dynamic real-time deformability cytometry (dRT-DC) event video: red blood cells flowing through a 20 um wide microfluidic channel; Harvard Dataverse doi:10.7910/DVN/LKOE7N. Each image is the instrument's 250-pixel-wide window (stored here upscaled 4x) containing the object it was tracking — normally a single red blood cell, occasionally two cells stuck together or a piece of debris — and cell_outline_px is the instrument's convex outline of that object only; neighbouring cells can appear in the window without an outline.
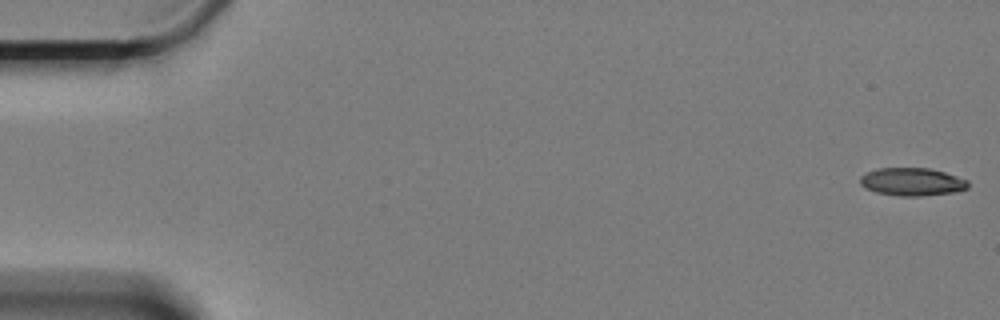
{"species": "Egyptian fruit bat (a non-hibernating species)", "species_latin": "Rousettus aegyptiacus", "temperature_condition": "cold", "stored_images_in_passage": 55, "camera_frame_rate_fps": 3000, "um_per_image_px": 0.085, "animal": {"sex": "female"}, "frame": {"image": 1, "passage_image": 1, "time_ms": 0.0, "image_size_px": [1000, 320], "cell_outline_px": [[968, 188], [952, 192], [920, 196], [900, 196], [876, 192], [864, 188], [860, 184], [860, 176], [876, 168], [928, 168], [944, 172], [968, 180]], "centroid_in_image_um": [77.49, 15.45], "position_along_channel_um": 7.5, "area_um2": 17.46}}
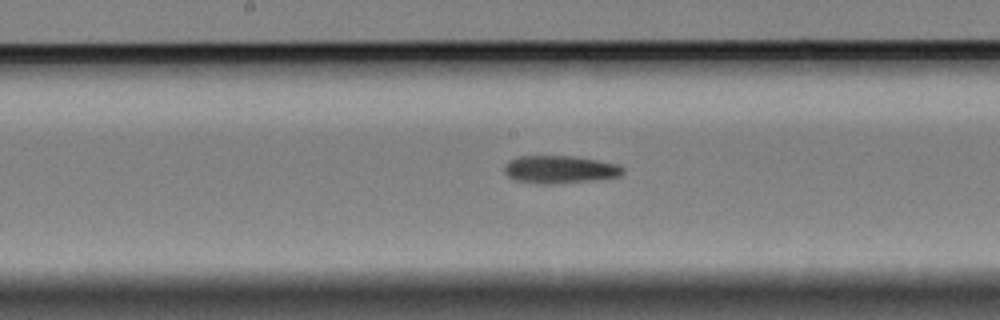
{"frame": {"image": 2, "passage_image": 31, "time_ms": 10.0, "image_size_px": [1000, 320], "cell_outline_px": [[624, 172], [620, 176], [592, 180], [552, 184], [540, 184], [516, 180], [508, 176], [504, 172], [504, 164], [508, 160], [516, 156], [572, 156], [620, 164], [624, 168]], "centroid_in_image_um": [47.56, 14.4], "position_along_channel_um": 200.6, "area_um2": 19.25}}
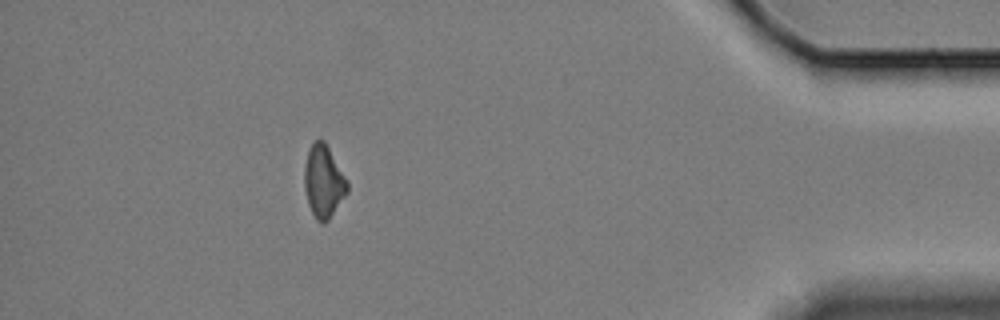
{"frame": {"image": 3, "passage_image": 54, "time_ms": 17.667, "image_size_px": [1000, 320], "cell_outline_px": [[348, 192], [328, 220], [324, 224], [316, 220], [308, 204], [304, 188], [304, 164], [308, 148], [316, 140], [324, 140], [348, 180]], "centroid_in_image_um": [27.5, 15.42], "position_along_channel_um": 407.7, "area_um2": 18.26}}